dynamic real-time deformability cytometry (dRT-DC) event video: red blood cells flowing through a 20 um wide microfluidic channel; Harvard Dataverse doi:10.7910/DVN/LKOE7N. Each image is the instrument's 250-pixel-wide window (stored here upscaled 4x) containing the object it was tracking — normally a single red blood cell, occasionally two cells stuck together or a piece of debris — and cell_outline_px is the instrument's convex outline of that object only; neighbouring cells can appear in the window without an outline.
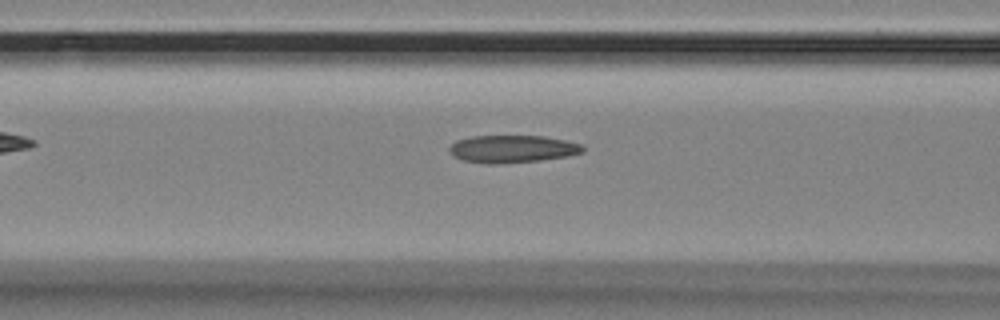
{"species": "Egyptian fruit bat (a non-hibernating species)", "species_latin": "Rousettus aegyptiacus", "temperature_condition": "room temperature", "stored_images_in_passage": 28, "camera_frame_rate_fps": 3000, "um_per_image_px": 0.085, "animal": {"sex": "female"}, "frame": {"image": 1, "passage_image": 5, "time_ms": 1.333, "image_size_px": [1000, 320], "cell_outline_px": [[584, 152], [564, 156], [540, 160], [492, 164], [488, 164], [464, 160], [452, 156], [448, 152], [448, 148], [456, 140], [472, 136], [544, 136], [564, 140], [580, 144], [584, 148]], "centroid_in_image_um": [43.49, 12.65], "position_along_channel_um": 123.1, "area_um2": 21.21}}
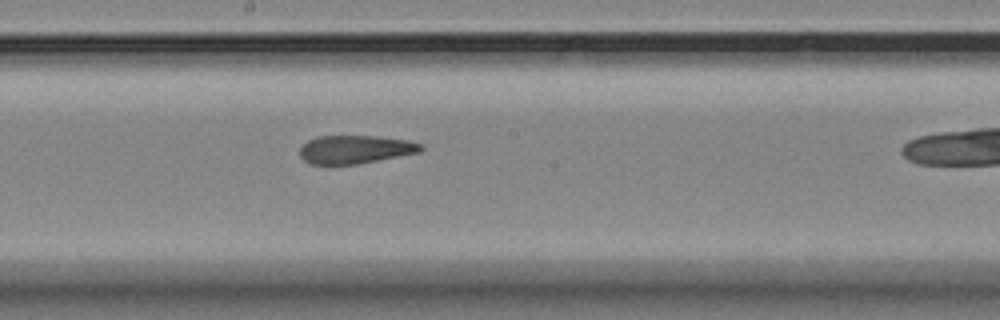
{"frame": {"image": 2, "passage_image": 13, "time_ms": 4.0, "image_size_px": [1000, 320], "cell_outline_px": [[424, 148], [420, 152], [356, 164], [308, 164], [300, 156], [300, 148], [308, 140], [316, 136], [376, 136], [408, 140], [424, 144]], "centroid_in_image_um": [30.2, 12.69], "position_along_channel_um": 218.0, "area_um2": 19.94}}
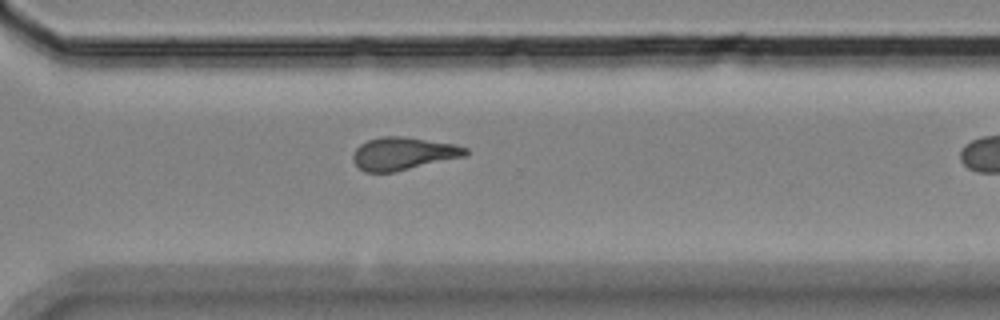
{"frame": {"image": 3, "passage_image": 23, "time_ms": 7.333, "image_size_px": [1000, 320], "cell_outline_px": [[468, 152], [464, 156], [396, 172], [364, 172], [352, 160], [352, 156], [356, 148], [360, 144], [368, 140], [380, 136], [400, 136], [456, 144], [468, 148]], "centroid_in_image_um": [34.25, 13.05], "position_along_channel_um": 336.3, "area_um2": 21.44}}